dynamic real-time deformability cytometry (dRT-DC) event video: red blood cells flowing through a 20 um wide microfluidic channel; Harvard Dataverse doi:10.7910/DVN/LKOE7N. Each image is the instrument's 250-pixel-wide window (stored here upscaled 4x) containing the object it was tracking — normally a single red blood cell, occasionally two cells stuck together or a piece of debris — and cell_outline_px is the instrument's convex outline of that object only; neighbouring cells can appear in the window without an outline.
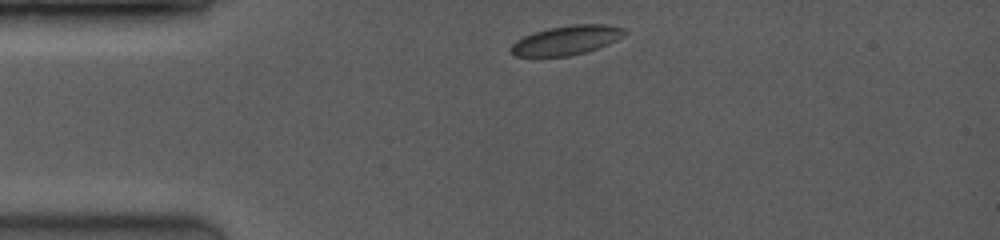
{"species": "common noctule bat (a hibernating species)", "species_latin": "Nyctalus noctula", "temperature_condition": "room temperature", "stored_images_in_passage": 6, "camera_frame_rate_fps": 3500, "um_per_image_px": 0.085, "animal": {"sex": "female", "body_mass_g": 19.0, "forearm_length_mm": 53.3}, "frame": {"image": 1, "passage_image": 1, "time_ms": 0.0, "image_size_px": [1000, 240], "cell_outline_px": [[628, 32], [624, 36], [608, 44], [572, 56], [516, 56], [508, 48], [516, 40], [524, 36], [548, 28], [576, 24], [604, 24], [624, 28]], "centroid_in_image_um": [48.16, 3.41], "position_along_channel_um": 36.8, "area_um2": 19.25}}
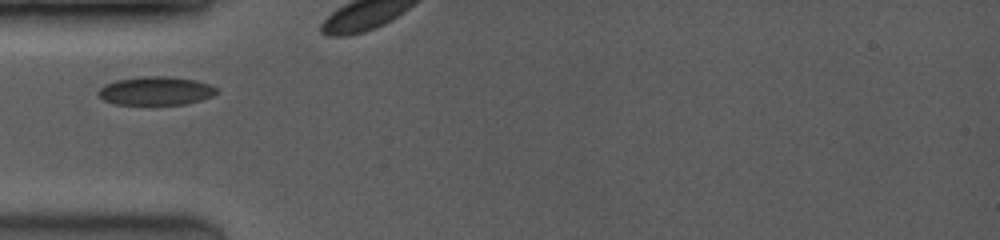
{"frame": {"image": 2, "passage_image": 3, "time_ms": 1.714, "image_size_px": [1000, 240], "cell_outline_px": [[220, 92], [212, 96], [200, 100], [184, 104], [116, 104], [104, 100], [96, 92], [104, 84], [116, 80], [140, 76], [168, 76], [192, 80], [208, 84], [220, 88]], "centroid_in_image_um": [13.25, 7.71], "position_along_channel_um": 71.8, "area_um2": 19.65}}